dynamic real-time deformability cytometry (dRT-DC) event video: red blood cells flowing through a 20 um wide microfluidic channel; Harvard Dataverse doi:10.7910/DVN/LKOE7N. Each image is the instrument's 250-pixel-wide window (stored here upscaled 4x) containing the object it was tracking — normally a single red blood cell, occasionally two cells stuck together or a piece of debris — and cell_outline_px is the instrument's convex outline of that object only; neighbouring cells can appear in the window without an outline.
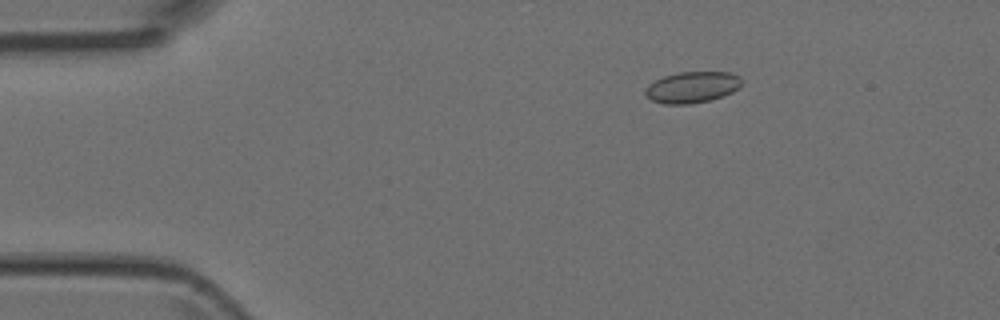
{"species": "Egyptian fruit bat (a non-hibernating species)", "species_latin": "Rousettus aegyptiacus", "temperature_condition": "room temperature", "stored_images_in_passage": 3, "camera_frame_rate_fps": 3000, "um_per_image_px": 0.085, "animal": {"sex": "female"}, "frame": {"image": 1, "passage_image": 2, "time_ms": 1.0, "image_size_px": [1000, 320], "cell_outline_px": [[740, 88], [724, 96], [708, 100], [688, 104], [664, 104], [652, 100], [644, 92], [648, 84], [664, 76], [680, 72], [732, 72], [740, 76]], "centroid_in_image_um": [58.85, 7.41], "position_along_channel_um": 26.2, "area_um2": 17.46}}